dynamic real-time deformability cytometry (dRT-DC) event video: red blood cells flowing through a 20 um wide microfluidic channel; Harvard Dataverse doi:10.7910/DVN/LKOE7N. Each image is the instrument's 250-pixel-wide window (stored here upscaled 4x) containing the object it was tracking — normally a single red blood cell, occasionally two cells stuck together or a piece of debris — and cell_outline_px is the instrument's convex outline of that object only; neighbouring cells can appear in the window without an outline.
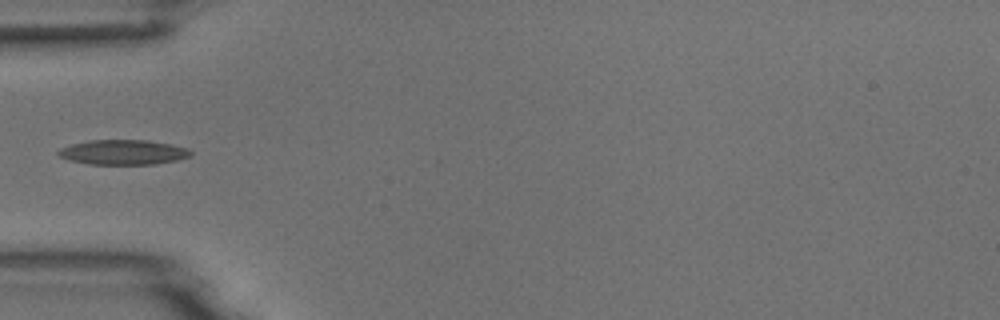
{"species": "common noctule bat (a hibernating species)", "species_latin": "Nyctalus noctula", "temperature_condition": "room temperature", "stored_images_in_passage": 1, "camera_frame_rate_fps": 3000, "um_per_image_px": 0.085, "animal": {"sex": "male", "body_mass_g": 18.8}, "frame": {"image": 1, "passage_image": 1, "time_ms": 0.0, "image_size_px": [1000, 320], "cell_outline_px": [[192, 156], [176, 160], [156, 164], [88, 164], [68, 160], [60, 156], [56, 152], [60, 148], [72, 144], [88, 140], [148, 140], [172, 144], [188, 148], [192, 152]], "centroid_in_image_um": [10.48, 12.94], "position_along_channel_um": 74.5, "area_um2": 19.31}}